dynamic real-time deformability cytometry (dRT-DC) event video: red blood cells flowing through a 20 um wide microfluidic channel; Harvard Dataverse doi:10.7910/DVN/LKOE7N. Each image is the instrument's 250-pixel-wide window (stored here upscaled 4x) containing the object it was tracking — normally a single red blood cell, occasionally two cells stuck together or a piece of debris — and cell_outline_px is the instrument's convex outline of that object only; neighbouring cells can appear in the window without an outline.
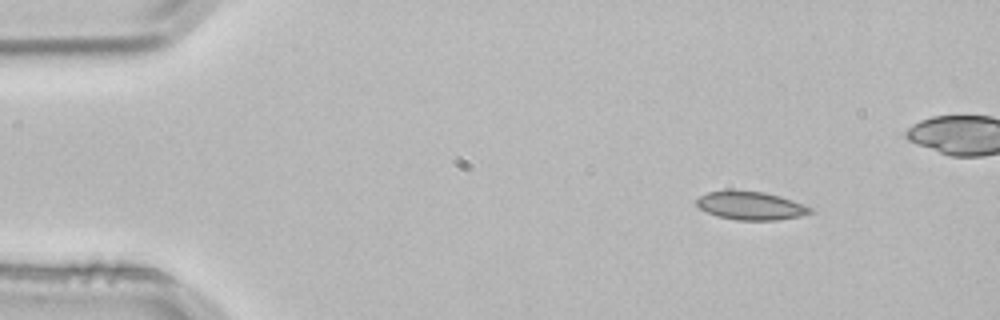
{"species": "common noctule bat (a hibernating species)", "species_latin": "Nyctalus noctula", "temperature_condition": "room temperature", "stored_images_in_passage": 3, "camera_frame_rate_fps": 3000, "um_per_image_px": 0.085, "animal": {"sex": "male", "body_mass_g": 21.5, "forearm_length_mm": 52.0}, "frame": {"image": 1, "passage_image": 1, "time_ms": 0.0, "image_size_px": [1000, 320], "cell_outline_px": [[816, 212], [800, 216], [776, 220], [736, 220], [716, 216], [700, 208], [696, 204], [696, 200], [700, 196], [708, 192], [732, 188], [764, 192], [780, 196], [804, 204], [812, 208]], "centroid_in_image_um": [63.81, 17.46], "position_along_channel_um": 21.2, "area_um2": 19.19}}